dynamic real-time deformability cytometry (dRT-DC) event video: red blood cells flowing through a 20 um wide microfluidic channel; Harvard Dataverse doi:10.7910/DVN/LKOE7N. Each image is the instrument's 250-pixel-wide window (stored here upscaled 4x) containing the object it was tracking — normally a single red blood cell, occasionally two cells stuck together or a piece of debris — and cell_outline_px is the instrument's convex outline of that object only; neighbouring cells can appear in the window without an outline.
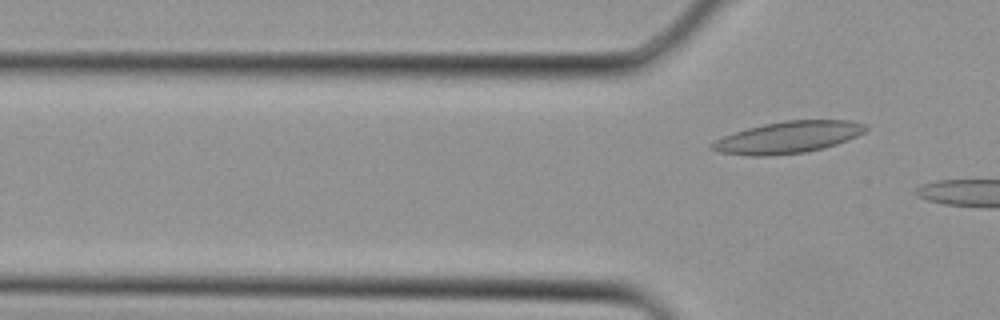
{"species": "Egyptian fruit bat (a non-hibernating species)", "species_latin": "Rousettus aegyptiacus", "temperature_condition": "cold", "stored_images_in_passage": 5, "camera_frame_rate_fps": 3000, "um_per_image_px": 0.085, "animal": {"sex": "female"}, "frame": {"image": 1, "passage_image": 5, "time_ms": 1.333, "image_size_px": [1000, 320], "cell_outline_px": [[868, 128], [864, 132], [856, 136], [836, 144], [824, 148], [804, 152], [768, 156], [752, 156], [720, 152], [708, 148], [716, 140], [724, 136], [748, 128], [764, 124], [784, 120], [852, 120], [864, 124]], "centroid_in_image_um": [67.0, 11.67], "position_along_channel_um": 58.8, "area_um2": 28.21}}